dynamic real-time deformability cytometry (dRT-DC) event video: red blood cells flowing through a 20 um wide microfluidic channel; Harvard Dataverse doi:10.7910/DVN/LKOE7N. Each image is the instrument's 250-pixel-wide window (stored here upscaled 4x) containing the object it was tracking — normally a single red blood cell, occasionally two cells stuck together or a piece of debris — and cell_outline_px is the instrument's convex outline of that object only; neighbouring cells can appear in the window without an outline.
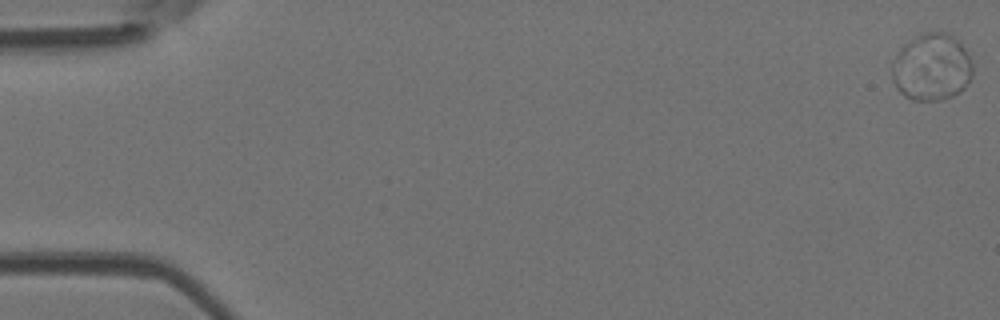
{"species": "Egyptian fruit bat (a non-hibernating species)", "species_latin": "Rousettus aegyptiacus", "temperature_condition": "room temperature", "stored_images_in_passage": 53, "camera_frame_rate_fps": 3000, "um_per_image_px": 0.085, "animal": {"sex": "female"}, "frame": {"image": 1, "passage_image": 1, "time_ms": 0.0, "image_size_px": [1000, 320], "cell_outline_px": [[972, 76], [968, 84], [960, 92], [944, 100], [912, 100], [904, 96], [896, 88], [892, 80], [892, 64], [896, 56], [908, 40], [924, 32], [948, 32], [960, 40], [972, 64]], "centroid_in_image_um": [79.2, 5.71], "position_along_channel_um": 5.8, "area_um2": 31.79}}
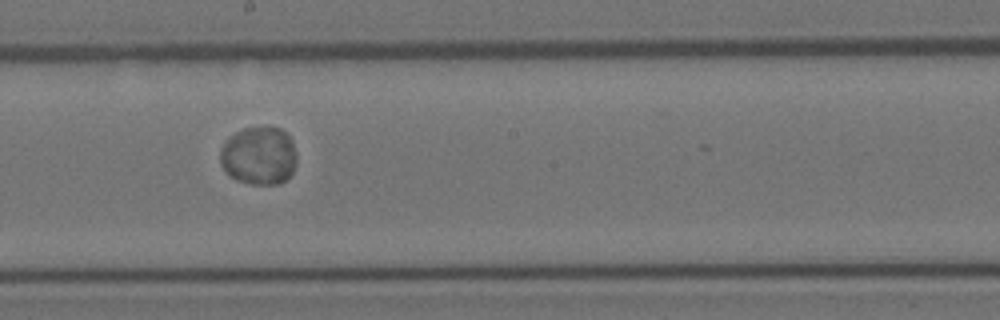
{"frame": {"image": 2, "passage_image": 30, "time_ms": 9.667, "image_size_px": [1000, 320], "cell_outline_px": [[296, 164], [292, 172], [280, 184], [252, 184], [236, 180], [228, 176], [220, 164], [220, 148], [224, 140], [236, 132], [244, 128], [280, 128], [292, 140], [296, 156]], "centroid_in_image_um": [21.97, 13.25], "position_along_channel_um": 226.2, "area_um2": 26.01}}
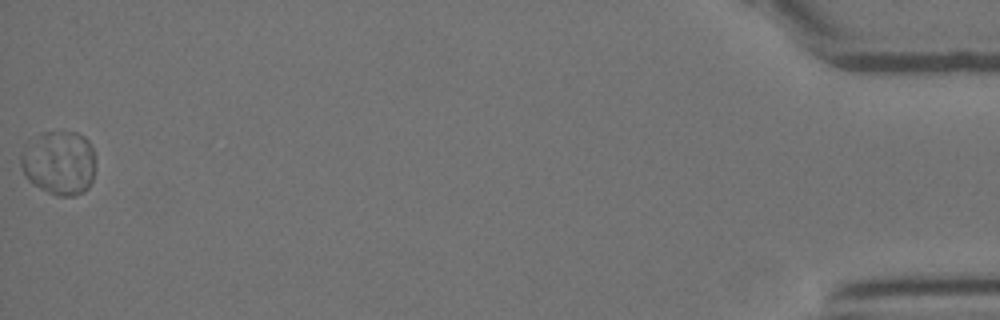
{"frame": {"image": 3, "passage_image": 53, "time_ms": 17.333, "image_size_px": [1000, 320], "cell_outline_px": [[96, 168], [92, 180], [88, 188], [84, 192], [72, 196], [56, 196], [32, 184], [28, 180], [20, 164], [20, 152], [40, 132], [76, 132], [84, 136], [88, 140], [92, 148]], "centroid_in_image_um": [5.03, 13.85], "position_along_channel_um": 430.2, "area_um2": 28.15}}